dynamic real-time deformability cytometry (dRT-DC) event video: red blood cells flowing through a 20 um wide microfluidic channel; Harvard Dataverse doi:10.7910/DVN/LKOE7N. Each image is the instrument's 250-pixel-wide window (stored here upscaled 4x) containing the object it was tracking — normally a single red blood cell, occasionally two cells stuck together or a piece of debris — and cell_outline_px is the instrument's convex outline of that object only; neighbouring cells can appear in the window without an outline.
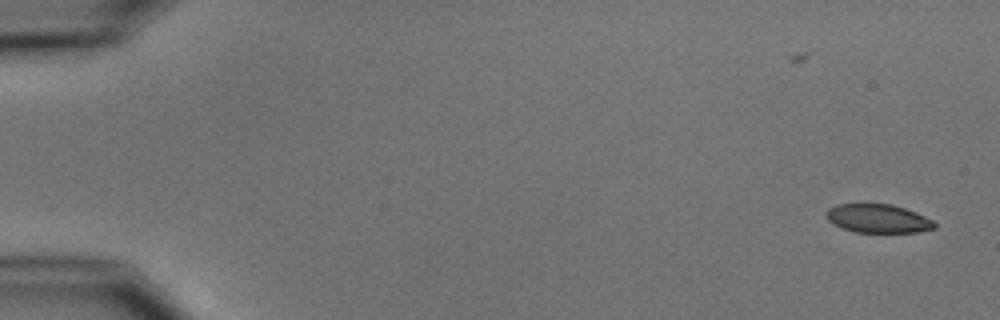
{"species": "common noctule bat (a hibernating species)", "species_latin": "Nyctalus noctula", "temperature_condition": "cold", "stored_images_in_passage": 6, "camera_frame_rate_fps": 3000, "um_per_image_px": 0.085, "animal": {"sex": "male", "body_mass_g": 15.6}, "frame": {"image": 1, "passage_image": 2, "time_ms": 2.0, "image_size_px": [1000, 320], "cell_outline_px": [[936, 228], [916, 232], [856, 232], [844, 228], [828, 220], [824, 212], [828, 208], [836, 204], [864, 200], [892, 204], [916, 212], [932, 220], [936, 224]], "centroid_in_image_um": [74.58, 18.51], "position_along_channel_um": 10.4, "area_um2": 18.73}}
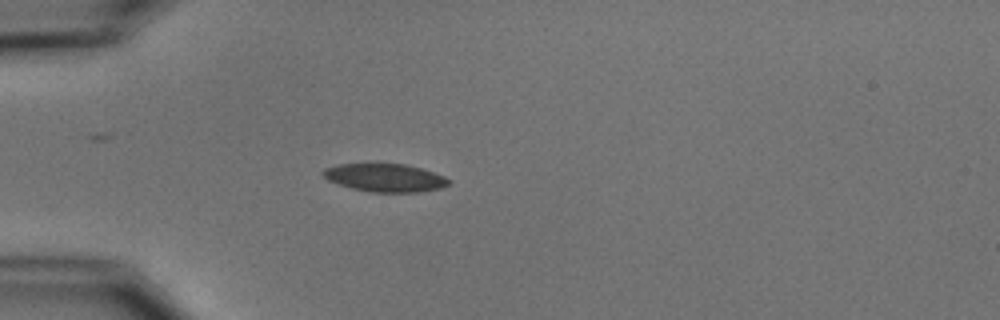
{"frame": {"image": 2, "passage_image": 6, "time_ms": 6.667, "image_size_px": [1000, 320], "cell_outline_px": [[452, 180], [448, 184], [440, 188], [416, 192], [372, 192], [352, 188], [328, 180], [320, 172], [324, 168], [340, 164], [372, 160], [376, 160], [404, 164], [420, 168], [444, 176]], "centroid_in_image_um": [32.67, 15.04], "position_along_channel_um": 52.3, "area_um2": 21.27}}